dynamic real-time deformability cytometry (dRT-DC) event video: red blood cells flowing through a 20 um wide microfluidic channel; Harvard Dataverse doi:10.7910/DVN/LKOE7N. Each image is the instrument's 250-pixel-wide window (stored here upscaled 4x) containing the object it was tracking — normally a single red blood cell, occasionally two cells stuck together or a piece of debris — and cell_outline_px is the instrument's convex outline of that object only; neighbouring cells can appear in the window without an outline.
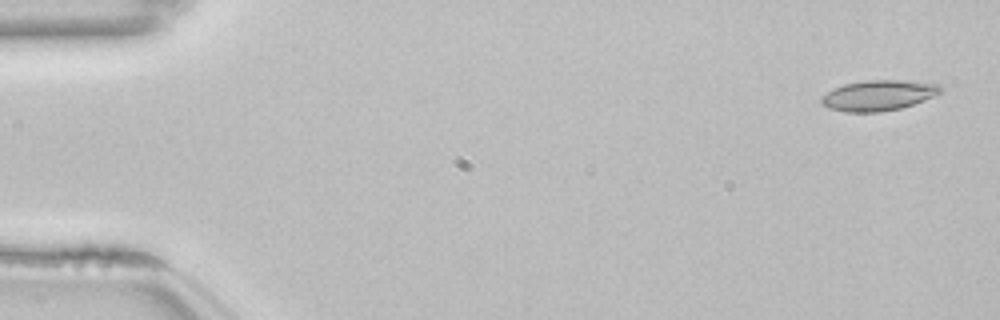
{"species": "common noctule bat (a hibernating species)", "species_latin": "Nyctalus noctula", "temperature_condition": "room temperature", "stored_images_in_passage": 53, "camera_frame_rate_fps": 3000, "um_per_image_px": 0.085, "animal": {"sex": "female", "body_mass_g": 22.7, "forearm_length_mm": 54.2}, "frame": {"image": 1, "passage_image": 2, "time_ms": 0.333, "image_size_px": [1000, 320], "cell_outline_px": [[944, 92], [924, 100], [900, 108], [880, 112], [844, 112], [828, 108], [820, 104], [820, 96], [832, 88], [844, 84], [864, 80], [904, 80], [940, 84]], "centroid_in_image_um": [74.63, 8.1], "position_along_channel_um": 10.4, "area_um2": 21.5}}
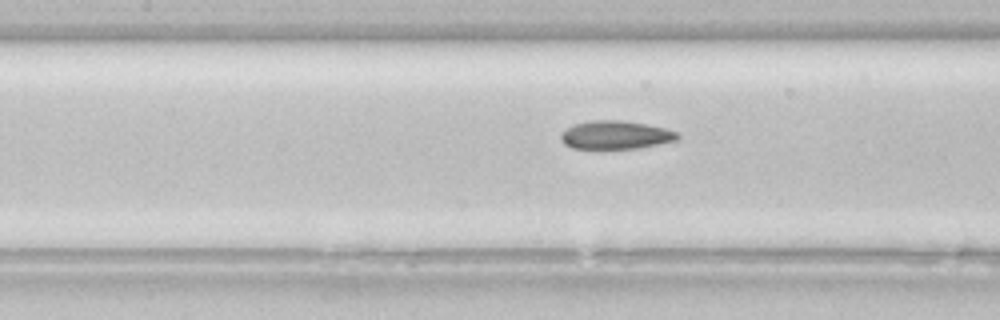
{"frame": {"image": 2, "passage_image": 24, "time_ms": 7.667, "image_size_px": [1000, 320], "cell_outline_px": [[680, 136], [676, 140], [636, 148], [572, 148], [564, 144], [560, 136], [560, 132], [572, 124], [592, 120], [620, 120], [648, 124], [664, 128], [676, 132]], "centroid_in_image_um": [52.27, 11.45], "position_along_channel_um": 155.1, "area_um2": 19.13}}
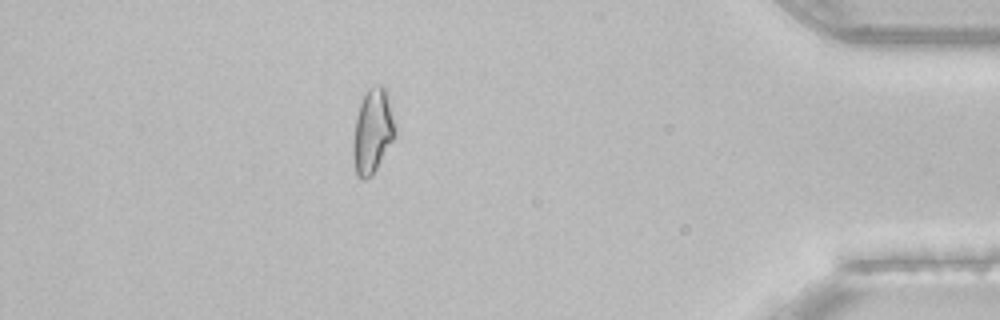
{"frame": {"image": 3, "passage_image": 47, "time_ms": 15.333, "image_size_px": [1000, 320], "cell_outline_px": [[396, 136], [372, 176], [364, 180], [356, 176], [352, 152], [352, 140], [356, 116], [360, 104], [368, 88], [380, 84], [388, 88], [396, 128]], "centroid_in_image_um": [31.69, 11.14], "position_along_channel_um": 403.5, "area_um2": 21.27}, "authors_computed_cell_mechanics": {"area_um2": 19.8832, "velocity_mm_per_s": 3.8511, "shape_relaxation_time_tau1_ms": 8.5368, "shape_relaxation_time_tau2_ms": 2.9521, "deformation_change_tau1": 0.1618, "deformation_change_tau2": 0.0934}}